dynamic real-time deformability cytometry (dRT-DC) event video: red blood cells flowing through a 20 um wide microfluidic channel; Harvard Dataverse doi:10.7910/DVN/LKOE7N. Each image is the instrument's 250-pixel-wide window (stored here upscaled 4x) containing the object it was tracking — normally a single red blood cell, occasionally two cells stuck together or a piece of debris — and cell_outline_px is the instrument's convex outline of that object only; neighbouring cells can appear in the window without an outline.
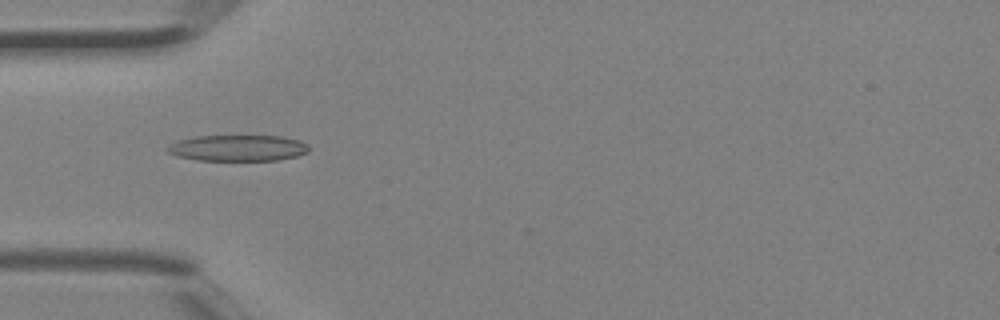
{"species": "Egyptian fruit bat (a non-hibernating species)", "species_latin": "Rousettus aegyptiacus", "temperature_condition": "room temperature", "stored_images_in_passage": 33, "camera_frame_rate_fps": 3000, "um_per_image_px": 0.085, "animal": {"sex": "female"}, "frame": {"image": 1, "passage_image": 6, "time_ms": 1.667, "image_size_px": [1000, 320], "cell_outline_px": [[308, 152], [296, 156], [276, 160], [196, 160], [176, 156], [168, 152], [164, 148], [168, 144], [176, 140], [196, 136], [280, 136], [300, 140], [308, 144]], "centroid_in_image_um": [20.16, 12.57], "position_along_channel_um": 64.8, "area_um2": 21.68}}
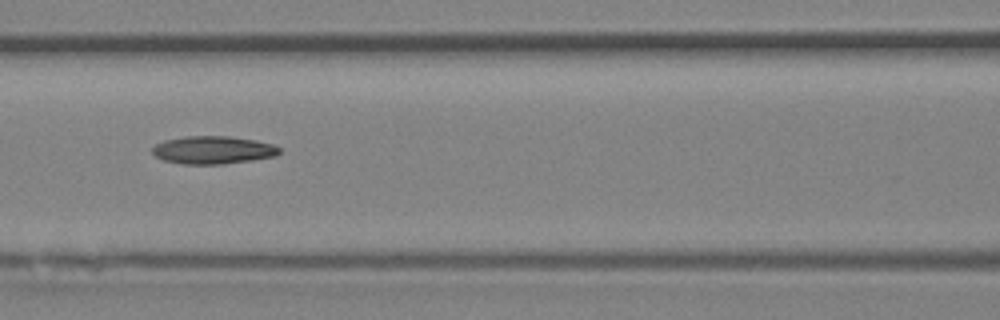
{"frame": {"image": 2, "passage_image": 11, "time_ms": 3.333, "image_size_px": [1000, 320], "cell_outline_px": [[280, 152], [276, 156], [252, 160], [224, 164], [184, 164], [164, 160], [156, 156], [152, 152], [152, 148], [156, 144], [164, 140], [184, 136], [228, 136], [256, 140], [272, 144], [280, 148]], "centroid_in_image_um": [18.11, 12.75], "position_along_channel_um": 148.5, "area_um2": 20.63}}
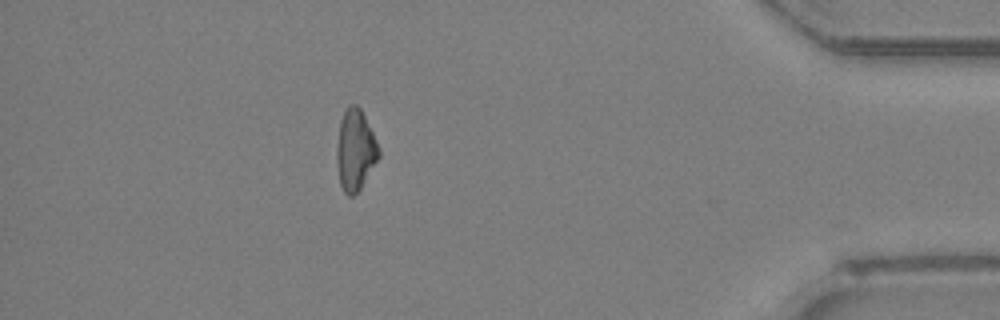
{"frame": {"image": 3, "passage_image": 29, "time_ms": 9.333, "image_size_px": [1000, 320], "cell_outline_px": [[380, 156], [360, 188], [352, 196], [348, 196], [344, 192], [340, 184], [336, 164], [336, 148], [340, 120], [348, 104], [356, 104], [360, 108], [380, 148]], "centroid_in_image_um": [30.18, 12.75], "position_along_channel_um": 405.0, "area_um2": 19.77}}